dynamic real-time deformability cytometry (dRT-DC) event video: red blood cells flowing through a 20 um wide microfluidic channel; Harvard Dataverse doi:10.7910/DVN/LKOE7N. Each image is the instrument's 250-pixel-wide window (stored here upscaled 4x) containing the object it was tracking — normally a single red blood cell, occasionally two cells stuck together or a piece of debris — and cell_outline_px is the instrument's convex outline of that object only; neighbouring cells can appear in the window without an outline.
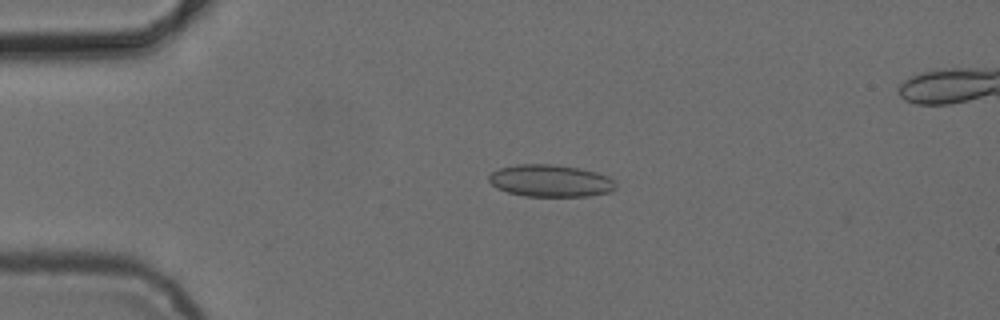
{"species": "common noctule bat (a hibernating species)", "species_latin": "Nyctalus noctula", "temperature_condition": "cold", "stored_images_in_passage": 5, "camera_frame_rate_fps": 3000, "um_per_image_px": 0.085, "animal": {"sex": "female", "body_mass_g": 24.6, "forearm_length_mm": 56.2}, "frame": {"image": 1, "passage_image": 4, "time_ms": 3.333, "image_size_px": [1000, 320], "cell_outline_px": [[616, 188], [608, 192], [588, 196], [524, 196], [508, 192], [496, 188], [488, 180], [488, 176], [492, 172], [500, 168], [516, 164], [556, 164], [580, 168], [596, 172], [608, 176], [616, 184]], "centroid_in_image_um": [46.77, 15.36], "position_along_channel_um": 38.2, "area_um2": 23.81}}